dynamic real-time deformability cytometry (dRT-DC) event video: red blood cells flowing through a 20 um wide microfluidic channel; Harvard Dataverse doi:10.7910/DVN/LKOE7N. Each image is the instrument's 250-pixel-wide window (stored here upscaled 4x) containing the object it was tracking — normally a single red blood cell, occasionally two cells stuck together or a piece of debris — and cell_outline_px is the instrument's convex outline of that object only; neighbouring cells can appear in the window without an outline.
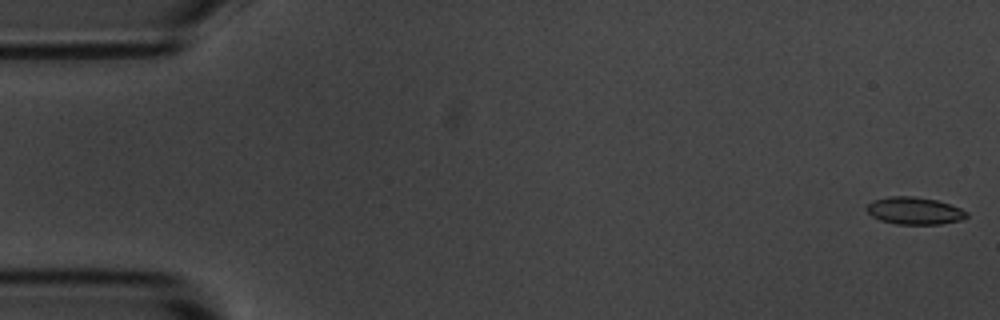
{"species": "common noctule bat (a hibernating species)", "species_latin": "Nyctalus noctula", "temperature_condition": "room temperature", "stored_images_in_passage": 5, "camera_frame_rate_fps": 3000, "um_per_image_px": 0.085, "animal": {"sex": "male", "body_mass_g": 20.1, "forearm_length_mm": 53.5}, "frame": {"image": 1, "passage_image": 1, "time_ms": 0.0, "image_size_px": [1000, 320], "cell_outline_px": [[968, 216], [960, 220], [940, 224], [896, 224], [880, 220], [872, 216], [864, 208], [872, 200], [888, 196], [912, 196], [936, 200], [960, 208], [968, 212]], "centroid_in_image_um": [77.69, 17.91], "position_along_channel_um": 7.3, "area_um2": 15.9}}